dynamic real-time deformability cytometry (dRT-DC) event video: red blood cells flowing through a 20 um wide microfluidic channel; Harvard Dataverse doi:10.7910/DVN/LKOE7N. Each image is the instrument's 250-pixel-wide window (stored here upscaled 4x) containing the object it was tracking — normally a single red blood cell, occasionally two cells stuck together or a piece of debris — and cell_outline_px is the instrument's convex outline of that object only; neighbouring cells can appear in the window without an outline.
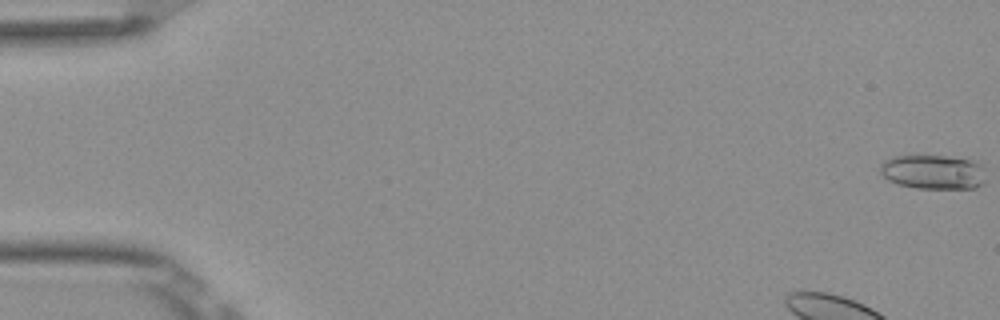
{"species": "Egyptian fruit bat (a non-hibernating species)", "species_latin": "Rousettus aegyptiacus", "temperature_condition": "room temperature", "stored_images_in_passage": 53, "camera_frame_rate_fps": 3000, "um_per_image_px": 0.085, "frame": {"image": 1, "passage_image": 1, "time_ms": 0.0, "image_size_px": [1000, 320], "cell_outline_px": [[984, 180], [976, 188], [916, 188], [900, 184], [888, 180], [880, 172], [880, 164], [884, 160], [892, 156], [944, 156], [976, 160], [984, 168]], "centroid_in_image_um": [79.32, 14.6], "position_along_channel_um": 5.7, "area_um2": 21.15}, "authors_computed_cell_mechanics": {"area_um2": 24.0448, "velocity_mm_per_s": 3.8025, "shape_relaxation_time_tau1_ms": 1.2573, "shape_relaxation_time_tau2_ms": null, "deformation_change_tau1": 0.0734, "deformation_change_tau2": null}}